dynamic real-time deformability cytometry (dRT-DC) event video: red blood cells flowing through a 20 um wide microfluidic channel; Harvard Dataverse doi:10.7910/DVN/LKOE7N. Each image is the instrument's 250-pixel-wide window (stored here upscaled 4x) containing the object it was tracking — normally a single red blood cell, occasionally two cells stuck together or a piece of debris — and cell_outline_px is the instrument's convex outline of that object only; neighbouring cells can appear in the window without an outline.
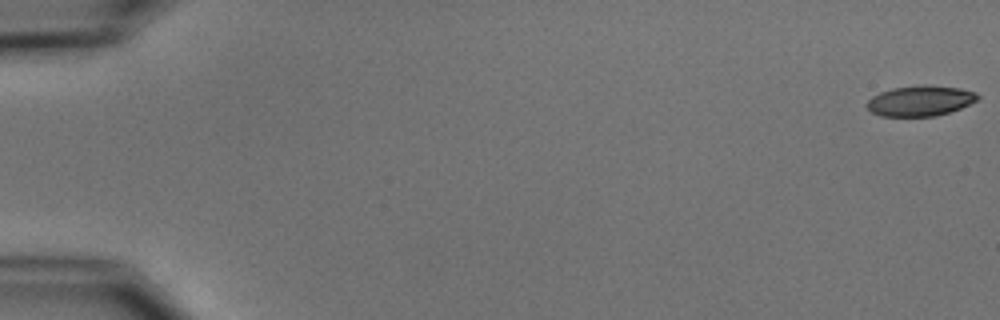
{"species": "common noctule bat (a hibernating species)", "species_latin": "Nyctalus noctula", "temperature_condition": "cold", "stored_images_in_passage": 4, "camera_frame_rate_fps": 3000, "um_per_image_px": 0.085, "animal": {"sex": "male", "body_mass_g": 15.6}, "frame": {"image": 1, "passage_image": 1, "time_ms": 0.0, "image_size_px": [1000, 320], "cell_outline_px": [[980, 96], [976, 100], [960, 108], [936, 116], [880, 116], [872, 112], [868, 108], [868, 100], [872, 96], [880, 92], [892, 88], [960, 88], [976, 92]], "centroid_in_image_um": [78.19, 8.62], "position_along_channel_um": 6.8, "area_um2": 18.55}}